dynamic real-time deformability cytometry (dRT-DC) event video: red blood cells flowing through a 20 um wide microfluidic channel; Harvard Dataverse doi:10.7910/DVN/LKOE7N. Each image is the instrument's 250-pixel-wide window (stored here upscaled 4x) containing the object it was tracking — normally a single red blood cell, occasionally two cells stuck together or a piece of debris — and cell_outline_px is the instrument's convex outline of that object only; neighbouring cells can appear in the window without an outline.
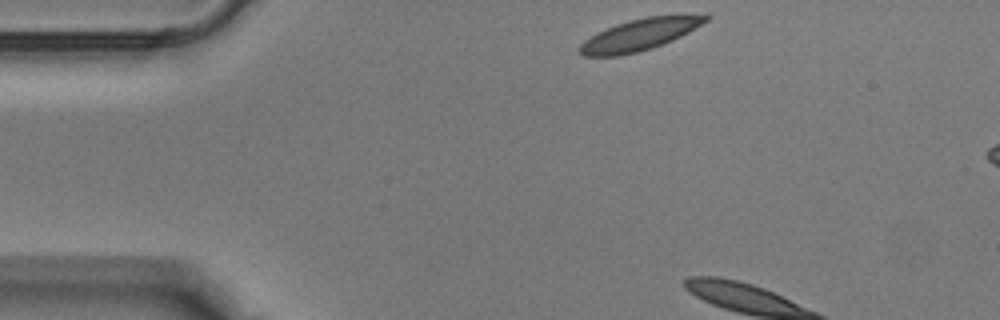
{"species": "Egyptian fruit bat (a non-hibernating species)", "species_latin": "Rousettus aegyptiacus", "temperature_condition": "warm", "stored_images_in_passage": 3, "camera_frame_rate_fps": 3000, "um_per_image_px": 0.085, "animal": {"sex": "male"}, "frame": {"image": 1, "passage_image": 1, "time_ms": 0.0, "image_size_px": [1000, 320], "cell_outline_px": [[712, 16], [708, 20], [688, 32], [672, 40], [636, 52], [620, 56], [584, 56], [580, 52], [580, 44], [584, 40], [596, 32], [616, 24], [628, 20], [648, 16], [680, 12], [684, 12]], "centroid_in_image_um": [54.42, 2.89], "position_along_channel_um": 30.6, "area_um2": 23.47}}